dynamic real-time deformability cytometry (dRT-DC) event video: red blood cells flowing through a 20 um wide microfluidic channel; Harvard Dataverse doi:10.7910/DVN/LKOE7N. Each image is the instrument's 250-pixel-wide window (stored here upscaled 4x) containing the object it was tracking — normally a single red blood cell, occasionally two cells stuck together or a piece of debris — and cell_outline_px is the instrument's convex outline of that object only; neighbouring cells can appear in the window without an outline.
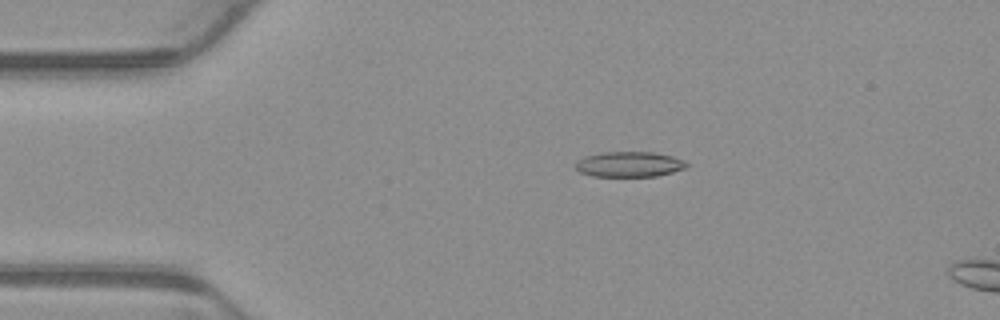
{"species": "common noctule bat (a hibernating species)", "species_latin": "Nyctalus noctula", "temperature_condition": "warm", "stored_images_in_passage": 4, "camera_frame_rate_fps": 3000, "um_per_image_px": 0.085, "animal": {"sex": "male", "body_mass_g": 23.1, "forearm_length_mm": 52.7}, "frame": {"image": 1, "passage_image": 3, "time_ms": 0.667, "image_size_px": [1000, 320], "cell_outline_px": [[688, 168], [656, 176], [592, 176], [580, 172], [576, 168], [576, 164], [584, 156], [604, 152], [652, 152], [672, 156], [684, 160], [688, 164]], "centroid_in_image_um": [53.52, 13.96], "position_along_channel_um": 31.5, "area_um2": 16.3}}